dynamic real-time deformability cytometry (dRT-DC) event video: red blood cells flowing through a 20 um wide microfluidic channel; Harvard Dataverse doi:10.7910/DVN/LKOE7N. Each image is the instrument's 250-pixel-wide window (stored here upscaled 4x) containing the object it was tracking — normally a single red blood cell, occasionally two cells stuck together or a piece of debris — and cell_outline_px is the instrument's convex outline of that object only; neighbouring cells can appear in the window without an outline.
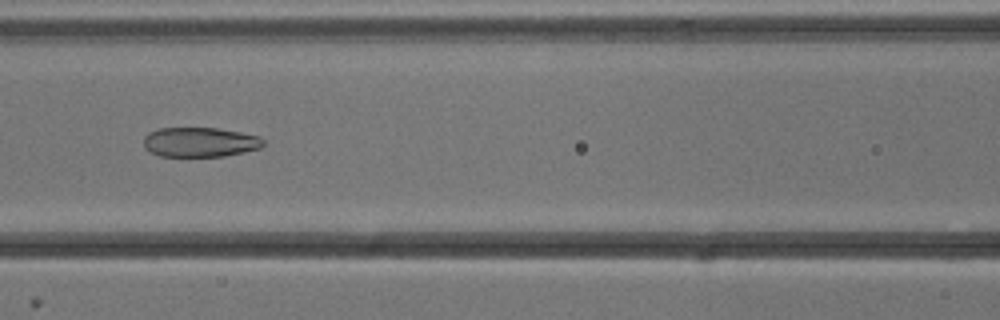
{"species": "common noctule bat (a hibernating species)", "species_latin": "Nyctalus noctula", "temperature_condition": "cold", "stored_images_in_passage": 50, "camera_frame_rate_fps": 3000, "um_per_image_px": 0.085, "animal": {"sex": "male", "body_mass_g": 13.3}, "frame": {"image": 1, "passage_image": 20, "time_ms": 6.333, "image_size_px": [1000, 320], "cell_outline_px": [[264, 144], [260, 148], [244, 152], [224, 156], [160, 156], [144, 148], [144, 136], [148, 132], [160, 128], [216, 128], [240, 132], [260, 136], [264, 140]], "centroid_in_image_um": [17.0, 12.08], "position_along_channel_um": 149.6, "area_um2": 20.69}}
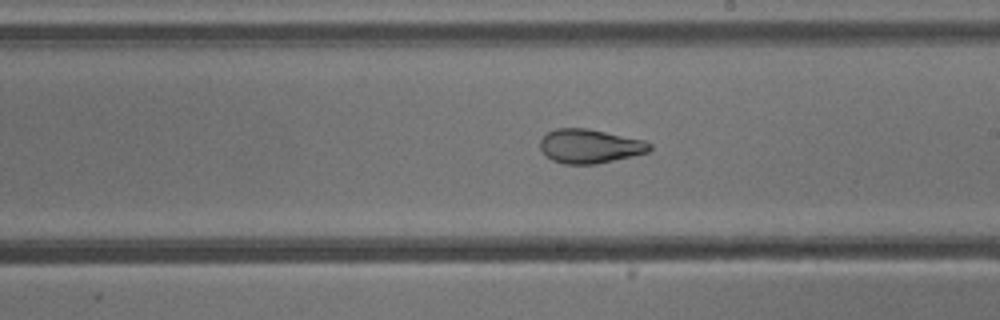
{"frame": {"image": 2, "passage_image": 27, "time_ms": 8.667, "image_size_px": [1000, 320], "cell_outline_px": [[652, 148], [648, 152], [632, 156], [596, 164], [564, 164], [552, 160], [540, 148], [540, 140], [548, 132], [556, 128], [588, 128], [644, 140], [652, 144]], "centroid_in_image_um": [50.15, 12.42], "position_along_channel_um": 238.9, "area_um2": 21.68}}
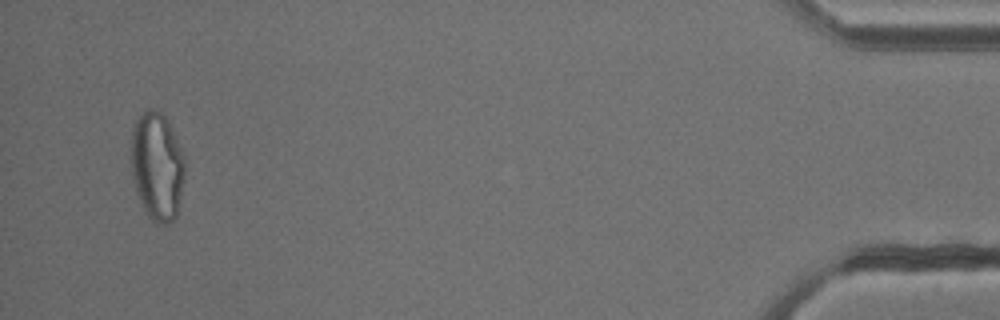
{"frame": {"image": 3, "passage_image": 48, "time_ms": 15.667, "image_size_px": [1000, 320], "cell_outline_px": [[184, 176], [176, 216], [172, 220], [164, 224], [156, 224], [148, 216], [140, 204], [136, 192], [132, 176], [132, 132], [136, 120], [148, 108], [152, 108], [160, 112], [164, 116], [184, 156]], "centroid_in_image_um": [13.33, 14.17], "position_along_channel_um": 421.9, "area_um2": 33.35}, "authors_computed_cell_mechanics": {"area_um2": 27.2816, "velocity_mm_per_s": 3.8333, "shape_relaxation_time_tau1_ms": null, "shape_relaxation_time_tau2_ms": 2.3175, "deformation_change_tau1": null, "deformation_change_tau2": 0.0971}}